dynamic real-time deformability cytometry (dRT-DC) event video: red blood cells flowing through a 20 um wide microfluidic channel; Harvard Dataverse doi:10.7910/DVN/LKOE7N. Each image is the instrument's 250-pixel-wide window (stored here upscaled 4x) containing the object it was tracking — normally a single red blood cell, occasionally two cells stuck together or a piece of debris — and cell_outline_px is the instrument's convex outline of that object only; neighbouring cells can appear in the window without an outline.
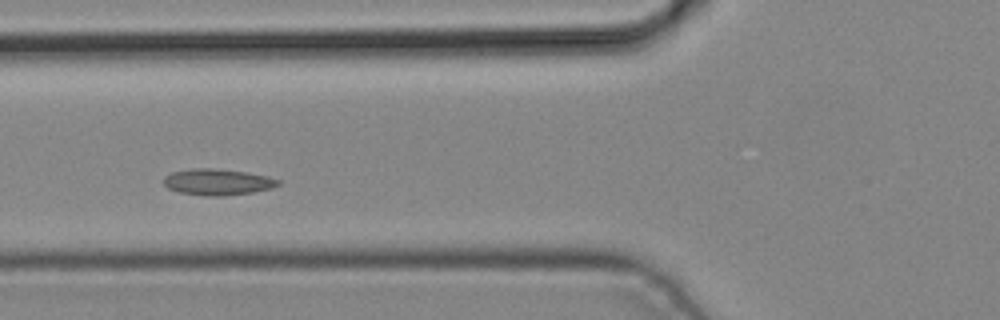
{"species": "common noctule bat (a hibernating species)", "species_latin": "Nyctalus noctula", "temperature_condition": "cold", "stored_images_in_passage": 3, "camera_frame_rate_fps": 3000, "um_per_image_px": 0.085, "animal": {"sex": "male", "body_mass_g": 19.2, "forearm_length_mm": 51.8}, "frame": {"image": 1, "passage_image": 3, "time_ms": 0.667, "image_size_px": [1000, 320], "cell_outline_px": [[280, 184], [272, 188], [252, 192], [224, 196], [208, 196], [180, 192], [168, 188], [164, 184], [164, 176], [172, 172], [192, 168], [212, 168], [248, 172], [268, 176], [280, 180]], "centroid_in_image_um": [18.51, 15.46], "position_along_channel_um": 107.3, "area_um2": 17.51}}